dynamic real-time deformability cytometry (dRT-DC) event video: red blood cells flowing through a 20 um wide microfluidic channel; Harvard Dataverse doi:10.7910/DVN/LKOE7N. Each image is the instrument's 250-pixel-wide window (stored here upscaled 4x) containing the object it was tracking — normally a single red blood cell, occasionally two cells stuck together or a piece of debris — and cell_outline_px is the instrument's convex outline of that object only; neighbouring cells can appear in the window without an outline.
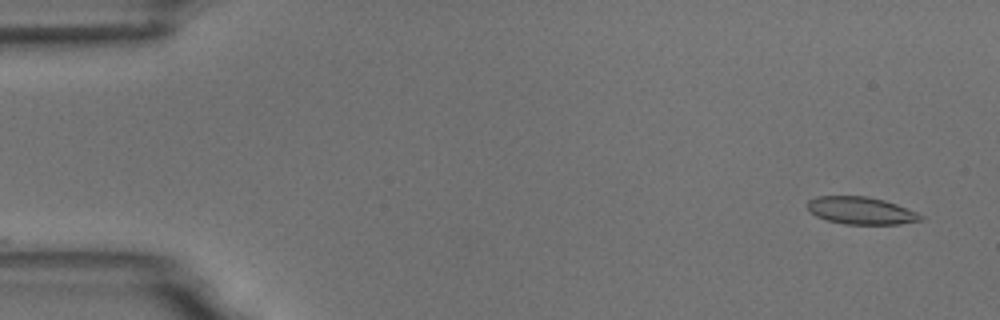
{"species": "common noctule bat (a hibernating species)", "species_latin": "Nyctalus noctula", "temperature_condition": "room temperature", "stored_images_in_passage": 4, "camera_frame_rate_fps": 3000, "um_per_image_px": 0.085, "animal": {"sex": "male", "body_mass_g": 18.8}, "frame": {"image": 1, "passage_image": 1, "time_ms": 0.0, "image_size_px": [1000, 320], "cell_outline_px": [[924, 220], [900, 224], [844, 224], [828, 220], [816, 216], [808, 212], [808, 200], [816, 196], [868, 196], [884, 200], [896, 204], [916, 212], [924, 216]], "centroid_in_image_um": [73.18, 17.9], "position_along_channel_um": 11.8, "area_um2": 18.15}}
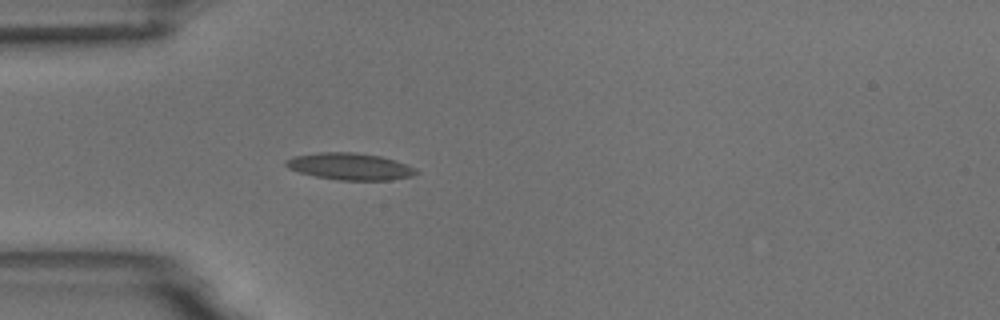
{"frame": {"image": 2, "passage_image": 4, "time_ms": 4.333, "image_size_px": [1000, 320], "cell_outline_px": [[420, 172], [412, 176], [392, 180], [340, 180], [316, 176], [300, 172], [288, 168], [284, 164], [284, 160], [296, 156], [316, 152], [356, 152], [380, 156], [396, 160], [416, 168]], "centroid_in_image_um": [29.77, 14.14], "position_along_channel_um": 55.2, "area_um2": 20.46}}